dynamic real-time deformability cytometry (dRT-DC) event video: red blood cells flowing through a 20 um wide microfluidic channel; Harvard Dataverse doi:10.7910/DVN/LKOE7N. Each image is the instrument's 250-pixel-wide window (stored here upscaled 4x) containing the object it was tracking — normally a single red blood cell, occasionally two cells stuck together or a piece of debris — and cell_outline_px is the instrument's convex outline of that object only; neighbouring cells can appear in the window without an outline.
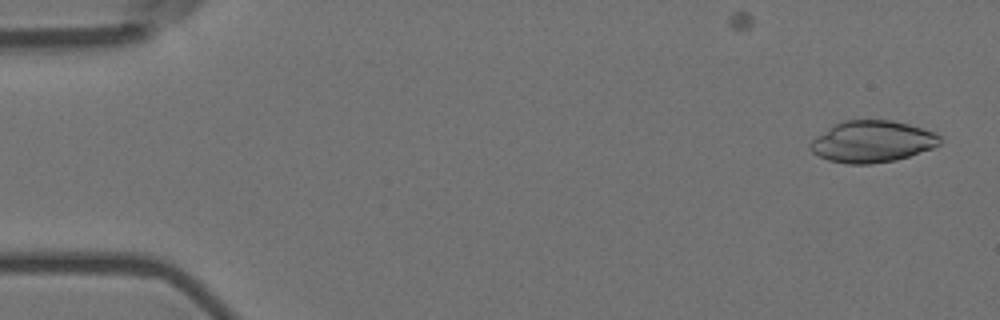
{"species": "Egyptian fruit bat (a non-hibernating species)", "species_latin": "Rousettus aegyptiacus", "temperature_condition": "room temperature", "stored_images_in_passage": 57, "camera_frame_rate_fps": 3000, "um_per_image_px": 0.085, "animal": {"sex": "female"}, "frame": {"image": 1, "passage_image": 2, "time_ms": 0.333, "image_size_px": [1000, 320], "cell_outline_px": [[940, 144], [932, 148], [896, 160], [868, 164], [848, 164], [828, 160], [812, 152], [808, 148], [808, 144], [816, 136], [836, 124], [844, 120], [892, 120], [908, 124], [932, 132], [940, 136]], "centroid_in_image_um": [74.1, 12.04], "position_along_channel_um": 10.9, "area_um2": 31.15}}